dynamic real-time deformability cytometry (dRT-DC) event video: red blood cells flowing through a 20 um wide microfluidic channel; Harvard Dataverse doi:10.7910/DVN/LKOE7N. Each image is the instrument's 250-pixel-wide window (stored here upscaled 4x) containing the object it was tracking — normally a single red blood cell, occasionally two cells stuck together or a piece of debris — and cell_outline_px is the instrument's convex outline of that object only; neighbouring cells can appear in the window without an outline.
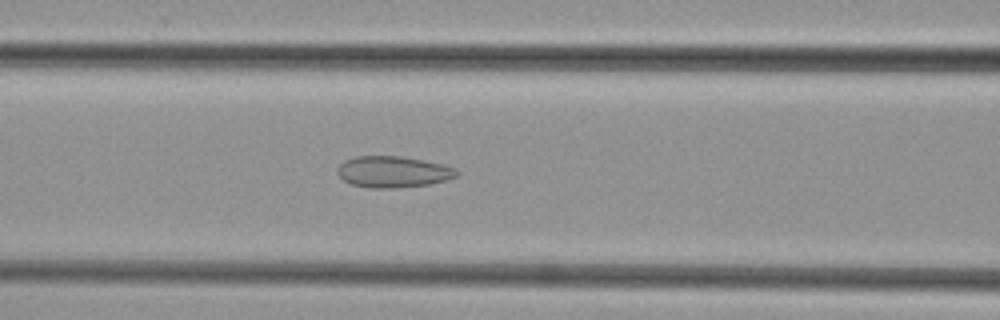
{"species": "common noctule bat (a hibernating species)", "species_latin": "Nyctalus noctula", "temperature_condition": "cold", "stored_images_in_passage": 44, "camera_frame_rate_fps": 3000, "um_per_image_px": 0.085, "animal": {"sex": "female", "body_mass_g": 29.2, "forearm_length_mm": 56.3}, "frame": {"image": 1, "passage_image": 16, "time_ms": 5.0, "image_size_px": [1000, 320], "cell_outline_px": [[460, 172], [456, 176], [448, 180], [428, 184], [392, 188], [368, 188], [352, 184], [344, 180], [336, 172], [336, 168], [344, 160], [356, 156], [400, 156], [444, 164], [456, 168]], "centroid_in_image_um": [33.41, 14.6], "position_along_channel_um": 133.2, "area_um2": 21.85}}
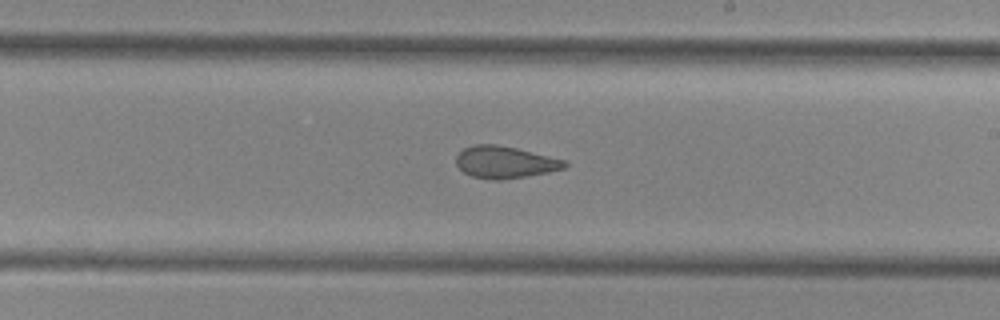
{"frame": {"image": 2, "passage_image": 24, "time_ms": 7.667, "image_size_px": [1000, 320], "cell_outline_px": [[568, 164], [564, 168], [548, 172], [500, 180], [496, 180], [472, 176], [464, 172], [456, 164], [456, 156], [464, 148], [472, 144], [496, 144], [516, 148], [564, 160]], "centroid_in_image_um": [42.88, 13.77], "position_along_channel_um": 246.1, "area_um2": 19.94}}
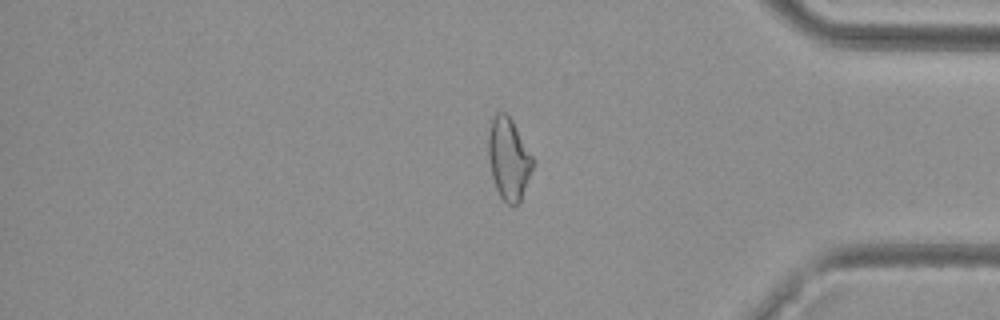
{"frame": {"image": 3, "passage_image": 36, "time_ms": 11.667, "image_size_px": [1000, 320], "cell_outline_px": [[536, 160], [520, 200], [516, 204], [508, 204], [500, 196], [496, 188], [492, 176], [488, 156], [488, 136], [492, 120], [496, 112], [504, 112], [512, 120]], "centroid_in_image_um": [43.25, 13.48], "position_along_channel_um": 391.9, "area_um2": 21.1}}